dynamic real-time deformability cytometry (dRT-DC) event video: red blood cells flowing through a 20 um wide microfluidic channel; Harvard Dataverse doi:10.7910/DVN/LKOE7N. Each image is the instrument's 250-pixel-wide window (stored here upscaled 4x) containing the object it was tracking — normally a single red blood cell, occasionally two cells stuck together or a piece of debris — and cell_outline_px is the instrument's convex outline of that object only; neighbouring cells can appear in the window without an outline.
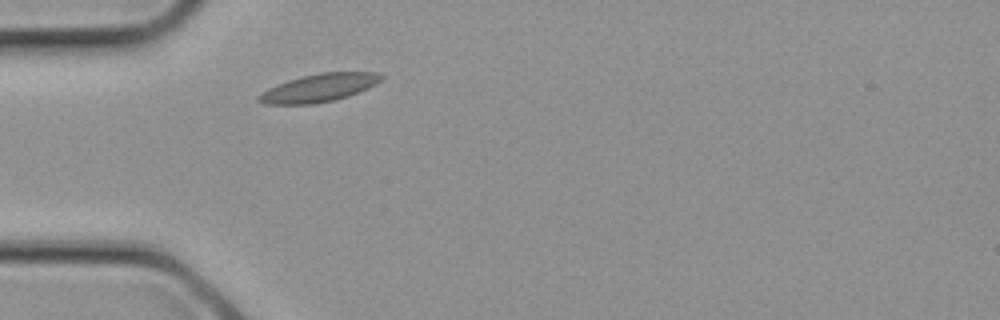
{"species": "common noctule bat (a hibernating species)", "species_latin": "Nyctalus noctula", "temperature_condition": "cold", "stored_images_in_passage": 1, "camera_frame_rate_fps": 3000, "um_per_image_px": 0.085, "animal": {"sex": "female", "body_mass_g": 21.9}, "frame": {"image": 1, "passage_image": 1, "time_ms": 0.0, "image_size_px": [1000, 320], "cell_outline_px": [[384, 76], [376, 84], [368, 88], [348, 96], [332, 100], [312, 104], [264, 104], [256, 100], [256, 96], [268, 88], [288, 80], [300, 76], [320, 72], [380, 72]], "centroid_in_image_um": [27.1, 7.46], "position_along_channel_um": 57.9, "area_um2": 20.0}}